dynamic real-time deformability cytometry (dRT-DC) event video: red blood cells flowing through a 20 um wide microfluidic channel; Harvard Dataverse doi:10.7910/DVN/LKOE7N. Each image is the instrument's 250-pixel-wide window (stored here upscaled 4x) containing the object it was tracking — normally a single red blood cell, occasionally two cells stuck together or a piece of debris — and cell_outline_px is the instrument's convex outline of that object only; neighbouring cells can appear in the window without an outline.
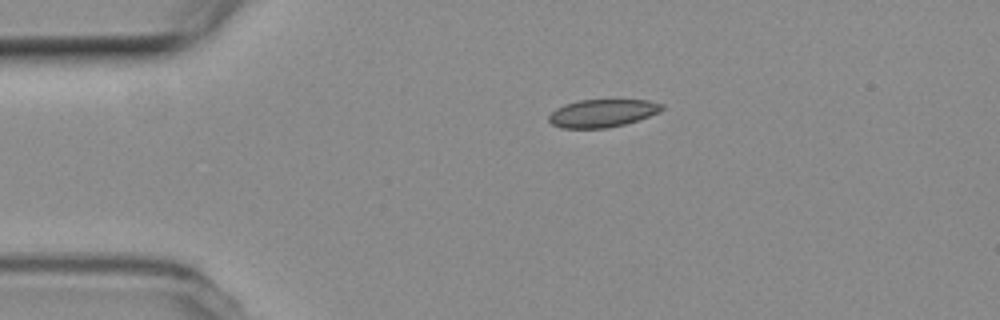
{"species": "common noctule bat (a hibernating species)", "species_latin": "Nyctalus noctula", "temperature_condition": "room temperature", "stored_images_in_passage": 45, "camera_frame_rate_fps": 3000, "um_per_image_px": 0.085, "animal": {"sex": "female", "body_mass_g": 19.3, "forearm_length_mm": 54.1}, "frame": {"image": 1, "passage_image": 1, "time_ms": 0.0, "image_size_px": [1000, 320], "cell_outline_px": [[664, 108], [660, 112], [624, 124], [608, 128], [560, 128], [552, 124], [548, 120], [548, 116], [556, 108], [564, 104], [580, 100], [648, 100], [664, 104]], "centroid_in_image_um": [51.19, 9.62], "position_along_channel_um": 33.8, "area_um2": 18.32}}
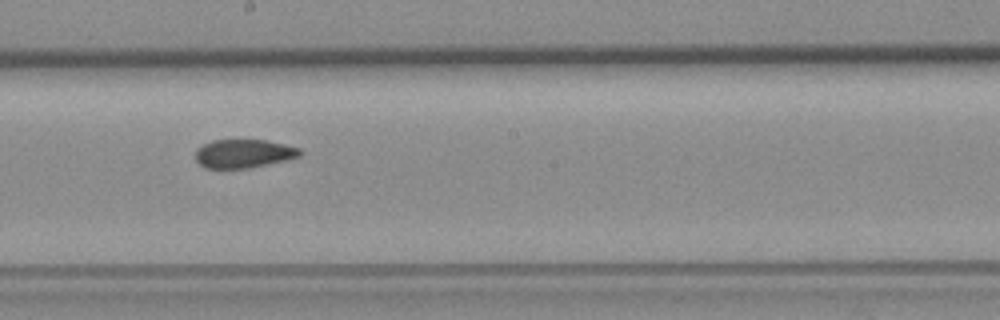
{"frame": {"image": 2, "passage_image": 20, "time_ms": 6.333, "image_size_px": [1000, 320], "cell_outline_px": [[304, 152], [300, 156], [288, 160], [248, 168], [204, 168], [196, 160], [196, 148], [212, 140], [268, 140], [300, 148]], "centroid_in_image_um": [20.74, 13.05], "position_along_channel_um": 227.5, "area_um2": 17.51}}
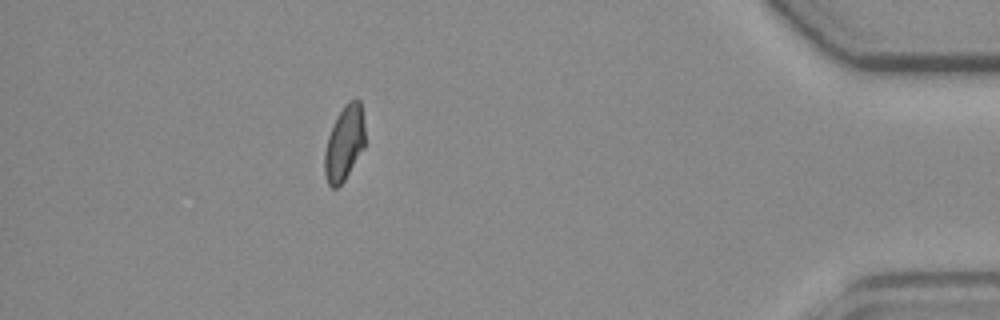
{"frame": {"image": 3, "passage_image": 39, "time_ms": 12.667, "image_size_px": [1000, 320], "cell_outline_px": [[364, 148], [344, 180], [336, 188], [332, 188], [328, 184], [324, 172], [324, 152], [328, 136], [344, 104], [348, 100], [360, 100], [364, 124]], "centroid_in_image_um": [29.26, 12.18], "position_along_channel_um": 405.9, "area_um2": 17.4}, "authors_computed_cell_mechanics": {"area_um2": 18.3226, "velocity_mm_per_s": 3.6804, "shape_relaxation_time_tau1_ms": null, "shape_relaxation_time_tau2_ms": 8.4267, "deformation_change_tau1": null, "deformation_change_tau2": 0.075}}